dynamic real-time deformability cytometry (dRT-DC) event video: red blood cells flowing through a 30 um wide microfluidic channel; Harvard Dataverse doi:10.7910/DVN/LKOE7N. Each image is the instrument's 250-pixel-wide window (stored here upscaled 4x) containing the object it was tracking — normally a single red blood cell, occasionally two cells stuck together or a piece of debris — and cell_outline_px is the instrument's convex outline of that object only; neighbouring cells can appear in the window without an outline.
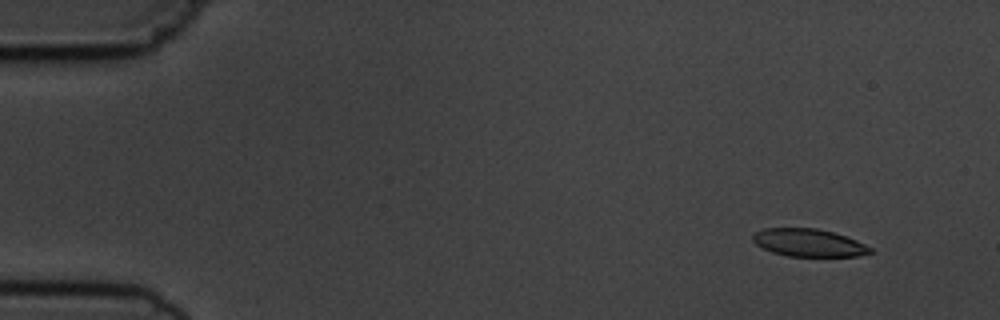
{"species": "common noctule bat (a hibernating species)", "species_latin": "Nyctalus noctula", "temperature_condition": "cold", "stored_images_in_passage": 4, "camera_frame_rate_fps": 3000, "um_per_image_px": 0.085, "animal": {"sex": "male", "body_mass_g": 19.5, "forearm_length_mm": 54.6}, "frame": {"image": 1, "passage_image": 1, "time_ms": 0.0, "image_size_px": [1000, 320], "cell_outline_px": [[872, 252], [856, 256], [788, 256], [772, 252], [756, 244], [752, 240], [752, 236], [756, 232], [764, 228], [816, 228], [832, 232], [856, 240], [872, 248]], "centroid_in_image_um": [68.71, 20.63], "position_along_channel_um": 16.3, "area_um2": 18.73}}
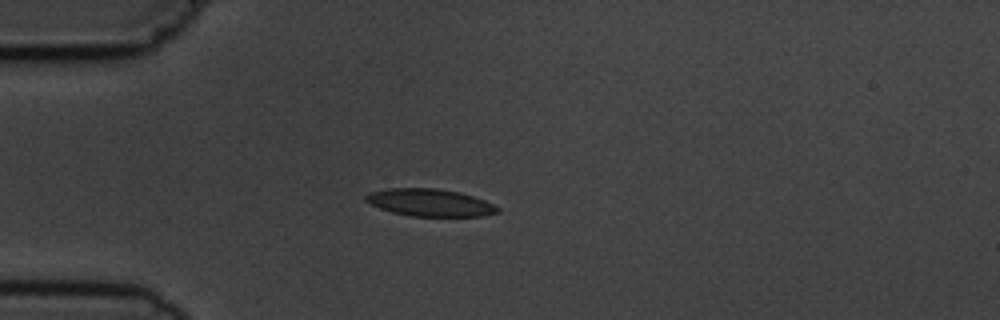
{"frame": {"image": 2, "passage_image": 4, "time_ms": 3.333, "image_size_px": [1000, 320], "cell_outline_px": [[500, 212], [484, 216], [412, 216], [392, 212], [380, 208], [364, 200], [364, 196], [368, 192], [388, 188], [436, 188], [456, 192], [472, 196], [484, 200], [500, 208]], "centroid_in_image_um": [36.52, 17.22], "position_along_channel_um": 48.5, "area_um2": 20.92}}